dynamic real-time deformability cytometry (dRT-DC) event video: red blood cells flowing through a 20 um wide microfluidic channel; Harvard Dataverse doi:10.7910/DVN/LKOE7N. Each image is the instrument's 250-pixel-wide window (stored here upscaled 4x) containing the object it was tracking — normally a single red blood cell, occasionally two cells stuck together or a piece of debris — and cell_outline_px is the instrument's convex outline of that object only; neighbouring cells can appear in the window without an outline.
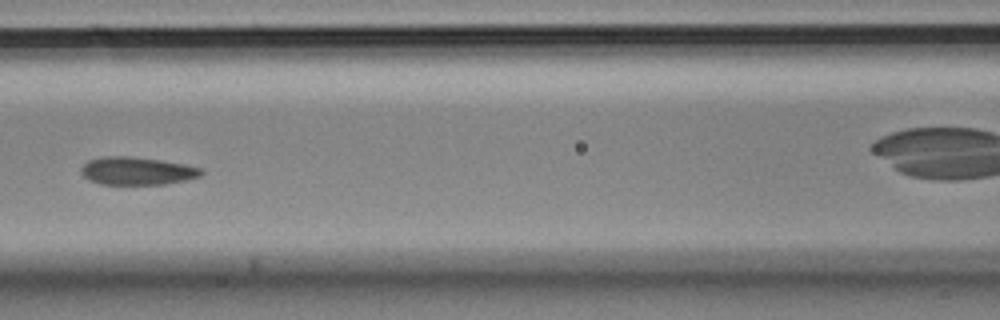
{"species": "Egyptian fruit bat (a non-hibernating species)", "species_latin": "Rousettus aegyptiacus", "temperature_condition": "cold", "stored_images_in_passage": 5, "camera_frame_rate_fps": 3000, "um_per_image_px": 0.085, "animal": {"sex": "male"}, "frame": {"image": 1, "passage_image": 3, "time_ms": 0.667, "image_size_px": [1000, 320], "cell_outline_px": [[204, 172], [200, 176], [184, 180], [164, 184], [100, 184], [88, 180], [80, 172], [80, 168], [88, 160], [104, 156], [128, 156], [160, 160], [184, 164], [200, 168]], "centroid_in_image_um": [11.6, 14.53], "position_along_channel_um": 155.0, "area_um2": 19.42}}
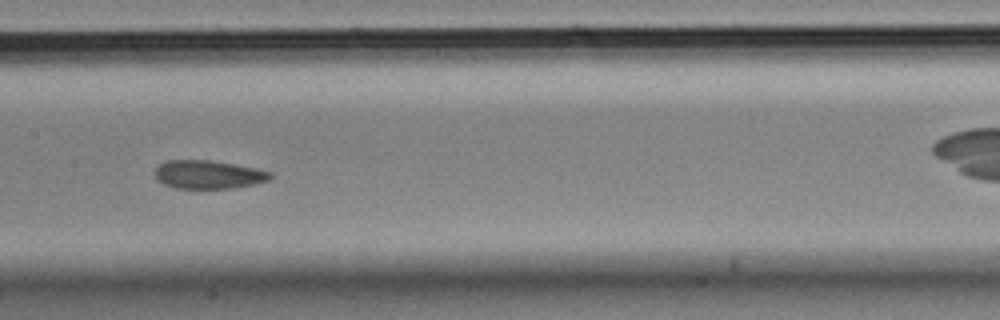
{"frame": {"image": 2, "passage_image": 4, "time_ms": 1.0, "image_size_px": [1000, 320], "cell_outline_px": [[272, 176], [268, 180], [252, 184], [232, 188], [176, 188], [164, 184], [156, 180], [156, 168], [164, 160], [208, 160], [256, 168], [272, 172]], "centroid_in_image_um": [17.68, 14.83], "position_along_channel_um": 189.7, "area_um2": 18.9}}
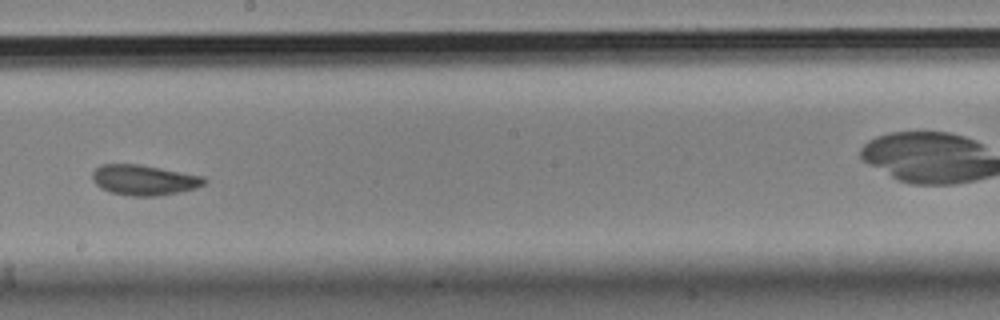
{"frame": {"image": 3, "passage_image": 5, "time_ms": 1.333, "image_size_px": [1000, 320], "cell_outline_px": [[208, 180], [204, 184], [196, 188], [180, 192], [156, 196], [128, 196], [112, 192], [100, 188], [92, 180], [92, 172], [100, 164], [140, 164], [204, 176]], "centroid_in_image_um": [12.25, 15.3], "position_along_channel_um": 236.0, "area_um2": 19.94}}